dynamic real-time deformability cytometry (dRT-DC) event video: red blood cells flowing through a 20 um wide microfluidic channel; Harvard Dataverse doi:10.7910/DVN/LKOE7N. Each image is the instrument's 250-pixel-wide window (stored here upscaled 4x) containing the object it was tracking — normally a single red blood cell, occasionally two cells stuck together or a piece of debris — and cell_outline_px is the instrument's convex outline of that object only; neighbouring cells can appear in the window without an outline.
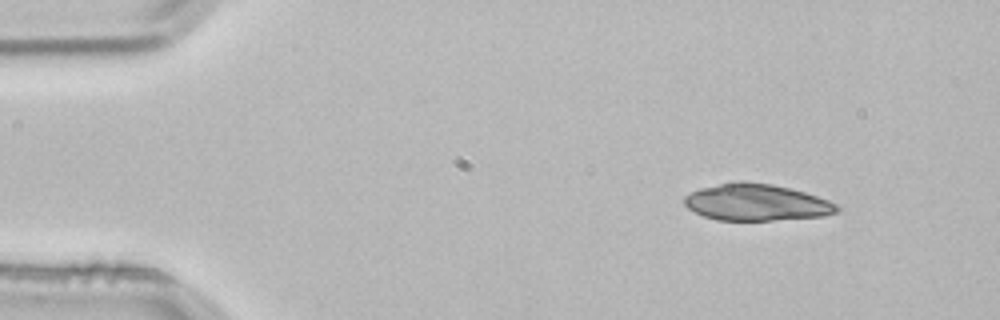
{"species": "common noctule bat (a hibernating species)", "species_latin": "Nyctalus noctula", "temperature_condition": "room temperature", "stored_images_in_passage": 3, "camera_frame_rate_fps": 3000, "um_per_image_px": 0.085, "animal": {"sex": "male", "body_mass_g": 21.5, "forearm_length_mm": 52.0}, "frame": {"image": 1, "passage_image": 1, "time_ms": 0.0, "image_size_px": [1000, 320], "cell_outline_px": [[840, 208], [836, 212], [824, 216], [772, 220], [716, 220], [704, 216], [688, 208], [684, 204], [684, 196], [700, 188], [740, 180], [744, 180], [772, 184], [804, 192], [828, 200], [836, 204]], "centroid_in_image_um": [64.28, 17.2], "position_along_channel_um": 20.7, "area_um2": 32.43}}